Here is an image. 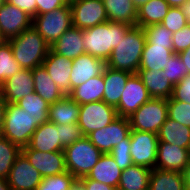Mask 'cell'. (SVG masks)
I'll return each mask as SVG.
<instances>
[{"instance_id":"obj_1","label":"cell","mask_w":190,"mask_h":190,"mask_svg":"<svg viewBox=\"0 0 190 190\" xmlns=\"http://www.w3.org/2000/svg\"><path fill=\"white\" fill-rule=\"evenodd\" d=\"M131 27L126 23L107 21L83 30L85 53L107 61Z\"/></svg>"},{"instance_id":"obj_2","label":"cell","mask_w":190,"mask_h":190,"mask_svg":"<svg viewBox=\"0 0 190 190\" xmlns=\"http://www.w3.org/2000/svg\"><path fill=\"white\" fill-rule=\"evenodd\" d=\"M145 43L144 29L132 26L121 38L118 46L112 50L111 56L106 61L107 67L136 74L140 67Z\"/></svg>"},{"instance_id":"obj_3","label":"cell","mask_w":190,"mask_h":190,"mask_svg":"<svg viewBox=\"0 0 190 190\" xmlns=\"http://www.w3.org/2000/svg\"><path fill=\"white\" fill-rule=\"evenodd\" d=\"M7 41L11 45L16 62L22 69H35L41 66L51 48L32 25L20 35Z\"/></svg>"},{"instance_id":"obj_4","label":"cell","mask_w":190,"mask_h":190,"mask_svg":"<svg viewBox=\"0 0 190 190\" xmlns=\"http://www.w3.org/2000/svg\"><path fill=\"white\" fill-rule=\"evenodd\" d=\"M40 124L16 103H7L1 136L23 148Z\"/></svg>"},{"instance_id":"obj_5","label":"cell","mask_w":190,"mask_h":190,"mask_svg":"<svg viewBox=\"0 0 190 190\" xmlns=\"http://www.w3.org/2000/svg\"><path fill=\"white\" fill-rule=\"evenodd\" d=\"M66 169L77 179L87 176L103 153L83 136L64 148Z\"/></svg>"},{"instance_id":"obj_6","label":"cell","mask_w":190,"mask_h":190,"mask_svg":"<svg viewBox=\"0 0 190 190\" xmlns=\"http://www.w3.org/2000/svg\"><path fill=\"white\" fill-rule=\"evenodd\" d=\"M32 26L49 44L53 45L72 25V11L69 2L58 9L36 15Z\"/></svg>"},{"instance_id":"obj_7","label":"cell","mask_w":190,"mask_h":190,"mask_svg":"<svg viewBox=\"0 0 190 190\" xmlns=\"http://www.w3.org/2000/svg\"><path fill=\"white\" fill-rule=\"evenodd\" d=\"M168 117L166 99L151 98L137 109L130 117L132 130L146 131L157 134Z\"/></svg>"},{"instance_id":"obj_8","label":"cell","mask_w":190,"mask_h":190,"mask_svg":"<svg viewBox=\"0 0 190 190\" xmlns=\"http://www.w3.org/2000/svg\"><path fill=\"white\" fill-rule=\"evenodd\" d=\"M118 117L116 108L104 101H97L80 105L78 126L83 136L95 130L102 129Z\"/></svg>"},{"instance_id":"obj_9","label":"cell","mask_w":190,"mask_h":190,"mask_svg":"<svg viewBox=\"0 0 190 190\" xmlns=\"http://www.w3.org/2000/svg\"><path fill=\"white\" fill-rule=\"evenodd\" d=\"M158 136L152 132L130 131V153L133 165H141L150 169L156 168Z\"/></svg>"},{"instance_id":"obj_10","label":"cell","mask_w":190,"mask_h":190,"mask_svg":"<svg viewBox=\"0 0 190 190\" xmlns=\"http://www.w3.org/2000/svg\"><path fill=\"white\" fill-rule=\"evenodd\" d=\"M73 27L86 30L108 21L102 0H69Z\"/></svg>"},{"instance_id":"obj_11","label":"cell","mask_w":190,"mask_h":190,"mask_svg":"<svg viewBox=\"0 0 190 190\" xmlns=\"http://www.w3.org/2000/svg\"><path fill=\"white\" fill-rule=\"evenodd\" d=\"M131 131L129 119L118 116L106 127L91 132L86 137L103 154H109L113 147L125 139Z\"/></svg>"},{"instance_id":"obj_12","label":"cell","mask_w":190,"mask_h":190,"mask_svg":"<svg viewBox=\"0 0 190 190\" xmlns=\"http://www.w3.org/2000/svg\"><path fill=\"white\" fill-rule=\"evenodd\" d=\"M151 99L141 78L132 74L125 85V89L120 97L117 115L120 117H130L141 105Z\"/></svg>"},{"instance_id":"obj_13","label":"cell","mask_w":190,"mask_h":190,"mask_svg":"<svg viewBox=\"0 0 190 190\" xmlns=\"http://www.w3.org/2000/svg\"><path fill=\"white\" fill-rule=\"evenodd\" d=\"M21 152L42 177L59 175L67 171L64 151L41 152L28 146Z\"/></svg>"},{"instance_id":"obj_14","label":"cell","mask_w":190,"mask_h":190,"mask_svg":"<svg viewBox=\"0 0 190 190\" xmlns=\"http://www.w3.org/2000/svg\"><path fill=\"white\" fill-rule=\"evenodd\" d=\"M42 178L21 152L10 169L6 180L11 190H35L41 183Z\"/></svg>"},{"instance_id":"obj_15","label":"cell","mask_w":190,"mask_h":190,"mask_svg":"<svg viewBox=\"0 0 190 190\" xmlns=\"http://www.w3.org/2000/svg\"><path fill=\"white\" fill-rule=\"evenodd\" d=\"M32 25V18L28 14L8 2L0 8V31L5 40L20 35Z\"/></svg>"},{"instance_id":"obj_16","label":"cell","mask_w":190,"mask_h":190,"mask_svg":"<svg viewBox=\"0 0 190 190\" xmlns=\"http://www.w3.org/2000/svg\"><path fill=\"white\" fill-rule=\"evenodd\" d=\"M106 61L84 53L72 60L70 75V93L73 88L87 82L89 79L104 73Z\"/></svg>"},{"instance_id":"obj_17","label":"cell","mask_w":190,"mask_h":190,"mask_svg":"<svg viewBox=\"0 0 190 190\" xmlns=\"http://www.w3.org/2000/svg\"><path fill=\"white\" fill-rule=\"evenodd\" d=\"M33 92L32 69H21L0 86V94L7 103H17Z\"/></svg>"},{"instance_id":"obj_18","label":"cell","mask_w":190,"mask_h":190,"mask_svg":"<svg viewBox=\"0 0 190 190\" xmlns=\"http://www.w3.org/2000/svg\"><path fill=\"white\" fill-rule=\"evenodd\" d=\"M64 95L70 94L72 60L55 53L51 48L42 64Z\"/></svg>"},{"instance_id":"obj_19","label":"cell","mask_w":190,"mask_h":190,"mask_svg":"<svg viewBox=\"0 0 190 190\" xmlns=\"http://www.w3.org/2000/svg\"><path fill=\"white\" fill-rule=\"evenodd\" d=\"M190 161V149L158 141L156 168L181 172Z\"/></svg>"},{"instance_id":"obj_20","label":"cell","mask_w":190,"mask_h":190,"mask_svg":"<svg viewBox=\"0 0 190 190\" xmlns=\"http://www.w3.org/2000/svg\"><path fill=\"white\" fill-rule=\"evenodd\" d=\"M60 139V126L46 121L36 128L27 146L41 152L63 151L60 148Z\"/></svg>"},{"instance_id":"obj_21","label":"cell","mask_w":190,"mask_h":190,"mask_svg":"<svg viewBox=\"0 0 190 190\" xmlns=\"http://www.w3.org/2000/svg\"><path fill=\"white\" fill-rule=\"evenodd\" d=\"M131 75L132 73L127 71L113 70L106 67L103 73V80L105 83L103 101L117 108L126 82Z\"/></svg>"},{"instance_id":"obj_22","label":"cell","mask_w":190,"mask_h":190,"mask_svg":"<svg viewBox=\"0 0 190 190\" xmlns=\"http://www.w3.org/2000/svg\"><path fill=\"white\" fill-rule=\"evenodd\" d=\"M51 49L57 54L74 60L85 53L83 30L72 26L51 45Z\"/></svg>"},{"instance_id":"obj_23","label":"cell","mask_w":190,"mask_h":190,"mask_svg":"<svg viewBox=\"0 0 190 190\" xmlns=\"http://www.w3.org/2000/svg\"><path fill=\"white\" fill-rule=\"evenodd\" d=\"M137 75L141 78L151 98L168 100L172 97L174 85L161 75V71L139 69Z\"/></svg>"},{"instance_id":"obj_24","label":"cell","mask_w":190,"mask_h":190,"mask_svg":"<svg viewBox=\"0 0 190 190\" xmlns=\"http://www.w3.org/2000/svg\"><path fill=\"white\" fill-rule=\"evenodd\" d=\"M121 174L122 170L118 167L113 157L109 154H103L86 177L118 188Z\"/></svg>"},{"instance_id":"obj_25","label":"cell","mask_w":190,"mask_h":190,"mask_svg":"<svg viewBox=\"0 0 190 190\" xmlns=\"http://www.w3.org/2000/svg\"><path fill=\"white\" fill-rule=\"evenodd\" d=\"M48 121L57 125L77 124L80 105L68 95L53 103L49 107Z\"/></svg>"},{"instance_id":"obj_26","label":"cell","mask_w":190,"mask_h":190,"mask_svg":"<svg viewBox=\"0 0 190 190\" xmlns=\"http://www.w3.org/2000/svg\"><path fill=\"white\" fill-rule=\"evenodd\" d=\"M32 74L34 92L38 93L48 104L51 105L65 96L48 75V72L43 65L32 69Z\"/></svg>"},{"instance_id":"obj_27","label":"cell","mask_w":190,"mask_h":190,"mask_svg":"<svg viewBox=\"0 0 190 190\" xmlns=\"http://www.w3.org/2000/svg\"><path fill=\"white\" fill-rule=\"evenodd\" d=\"M104 90L105 83L103 74H101L73 88L68 96L79 105H83L86 103L103 101Z\"/></svg>"},{"instance_id":"obj_28","label":"cell","mask_w":190,"mask_h":190,"mask_svg":"<svg viewBox=\"0 0 190 190\" xmlns=\"http://www.w3.org/2000/svg\"><path fill=\"white\" fill-rule=\"evenodd\" d=\"M157 136L161 142L190 149V127L182 125L171 118L167 117L165 123L160 127Z\"/></svg>"},{"instance_id":"obj_29","label":"cell","mask_w":190,"mask_h":190,"mask_svg":"<svg viewBox=\"0 0 190 190\" xmlns=\"http://www.w3.org/2000/svg\"><path fill=\"white\" fill-rule=\"evenodd\" d=\"M108 21L136 26L137 8L131 0H102Z\"/></svg>"},{"instance_id":"obj_30","label":"cell","mask_w":190,"mask_h":190,"mask_svg":"<svg viewBox=\"0 0 190 190\" xmlns=\"http://www.w3.org/2000/svg\"><path fill=\"white\" fill-rule=\"evenodd\" d=\"M151 171L141 165H132L122 170L118 190H148Z\"/></svg>"},{"instance_id":"obj_31","label":"cell","mask_w":190,"mask_h":190,"mask_svg":"<svg viewBox=\"0 0 190 190\" xmlns=\"http://www.w3.org/2000/svg\"><path fill=\"white\" fill-rule=\"evenodd\" d=\"M169 4L165 0H150L137 9L136 26L147 27L161 24L169 11Z\"/></svg>"},{"instance_id":"obj_32","label":"cell","mask_w":190,"mask_h":190,"mask_svg":"<svg viewBox=\"0 0 190 190\" xmlns=\"http://www.w3.org/2000/svg\"><path fill=\"white\" fill-rule=\"evenodd\" d=\"M175 53L170 49H165L164 46L150 45L145 43L143 53L141 56V63L139 69L148 70H164L165 65L169 63V58Z\"/></svg>"},{"instance_id":"obj_33","label":"cell","mask_w":190,"mask_h":190,"mask_svg":"<svg viewBox=\"0 0 190 190\" xmlns=\"http://www.w3.org/2000/svg\"><path fill=\"white\" fill-rule=\"evenodd\" d=\"M148 190H185L183 174L154 168L150 174Z\"/></svg>"},{"instance_id":"obj_34","label":"cell","mask_w":190,"mask_h":190,"mask_svg":"<svg viewBox=\"0 0 190 190\" xmlns=\"http://www.w3.org/2000/svg\"><path fill=\"white\" fill-rule=\"evenodd\" d=\"M29 115L41 125L43 122L48 121V112L50 104H48L38 93L33 92L22 98L16 103Z\"/></svg>"},{"instance_id":"obj_35","label":"cell","mask_w":190,"mask_h":190,"mask_svg":"<svg viewBox=\"0 0 190 190\" xmlns=\"http://www.w3.org/2000/svg\"><path fill=\"white\" fill-rule=\"evenodd\" d=\"M21 148L9 139L0 136V179H7Z\"/></svg>"},{"instance_id":"obj_36","label":"cell","mask_w":190,"mask_h":190,"mask_svg":"<svg viewBox=\"0 0 190 190\" xmlns=\"http://www.w3.org/2000/svg\"><path fill=\"white\" fill-rule=\"evenodd\" d=\"M21 69L14 58L10 43L6 40L0 44V86Z\"/></svg>"},{"instance_id":"obj_37","label":"cell","mask_w":190,"mask_h":190,"mask_svg":"<svg viewBox=\"0 0 190 190\" xmlns=\"http://www.w3.org/2000/svg\"><path fill=\"white\" fill-rule=\"evenodd\" d=\"M146 42L150 45L164 46L173 51V33L161 24L144 27Z\"/></svg>"},{"instance_id":"obj_38","label":"cell","mask_w":190,"mask_h":190,"mask_svg":"<svg viewBox=\"0 0 190 190\" xmlns=\"http://www.w3.org/2000/svg\"><path fill=\"white\" fill-rule=\"evenodd\" d=\"M77 178L69 171L59 175L46 176L35 190H70Z\"/></svg>"},{"instance_id":"obj_39","label":"cell","mask_w":190,"mask_h":190,"mask_svg":"<svg viewBox=\"0 0 190 190\" xmlns=\"http://www.w3.org/2000/svg\"><path fill=\"white\" fill-rule=\"evenodd\" d=\"M188 74L186 66L183 64L178 54H174L169 58V63L165 65L164 70H161V75L164 78L176 85Z\"/></svg>"},{"instance_id":"obj_40","label":"cell","mask_w":190,"mask_h":190,"mask_svg":"<svg viewBox=\"0 0 190 190\" xmlns=\"http://www.w3.org/2000/svg\"><path fill=\"white\" fill-rule=\"evenodd\" d=\"M130 148L131 142L129 134L125 139H123V141L113 147L109 152V155L113 157L114 161L121 170H125L133 165Z\"/></svg>"},{"instance_id":"obj_41","label":"cell","mask_w":190,"mask_h":190,"mask_svg":"<svg viewBox=\"0 0 190 190\" xmlns=\"http://www.w3.org/2000/svg\"><path fill=\"white\" fill-rule=\"evenodd\" d=\"M168 118L190 127V104L183 101L174 100L170 97L168 100Z\"/></svg>"},{"instance_id":"obj_42","label":"cell","mask_w":190,"mask_h":190,"mask_svg":"<svg viewBox=\"0 0 190 190\" xmlns=\"http://www.w3.org/2000/svg\"><path fill=\"white\" fill-rule=\"evenodd\" d=\"M188 24L189 23L183 15V12L180 7H170L168 14L161 22V25L166 27L172 33L179 31Z\"/></svg>"},{"instance_id":"obj_43","label":"cell","mask_w":190,"mask_h":190,"mask_svg":"<svg viewBox=\"0 0 190 190\" xmlns=\"http://www.w3.org/2000/svg\"><path fill=\"white\" fill-rule=\"evenodd\" d=\"M61 128L60 148L64 150L65 147L71 145L83 137L78 124L59 125Z\"/></svg>"},{"instance_id":"obj_44","label":"cell","mask_w":190,"mask_h":190,"mask_svg":"<svg viewBox=\"0 0 190 190\" xmlns=\"http://www.w3.org/2000/svg\"><path fill=\"white\" fill-rule=\"evenodd\" d=\"M190 47V23L173 33V52L178 54Z\"/></svg>"},{"instance_id":"obj_45","label":"cell","mask_w":190,"mask_h":190,"mask_svg":"<svg viewBox=\"0 0 190 190\" xmlns=\"http://www.w3.org/2000/svg\"><path fill=\"white\" fill-rule=\"evenodd\" d=\"M172 98L190 104V73L174 85Z\"/></svg>"},{"instance_id":"obj_46","label":"cell","mask_w":190,"mask_h":190,"mask_svg":"<svg viewBox=\"0 0 190 190\" xmlns=\"http://www.w3.org/2000/svg\"><path fill=\"white\" fill-rule=\"evenodd\" d=\"M69 0H36L37 15L51 12L65 6Z\"/></svg>"},{"instance_id":"obj_47","label":"cell","mask_w":190,"mask_h":190,"mask_svg":"<svg viewBox=\"0 0 190 190\" xmlns=\"http://www.w3.org/2000/svg\"><path fill=\"white\" fill-rule=\"evenodd\" d=\"M6 2L25 11L32 19L37 15L36 0H6Z\"/></svg>"},{"instance_id":"obj_48","label":"cell","mask_w":190,"mask_h":190,"mask_svg":"<svg viewBox=\"0 0 190 190\" xmlns=\"http://www.w3.org/2000/svg\"><path fill=\"white\" fill-rule=\"evenodd\" d=\"M84 186L85 190H118L116 187L105 185L98 181L88 179L86 176L78 179Z\"/></svg>"},{"instance_id":"obj_49","label":"cell","mask_w":190,"mask_h":190,"mask_svg":"<svg viewBox=\"0 0 190 190\" xmlns=\"http://www.w3.org/2000/svg\"><path fill=\"white\" fill-rule=\"evenodd\" d=\"M178 55L180 59L182 60L183 64L186 66L187 72L189 74L190 73V47L178 53Z\"/></svg>"},{"instance_id":"obj_50","label":"cell","mask_w":190,"mask_h":190,"mask_svg":"<svg viewBox=\"0 0 190 190\" xmlns=\"http://www.w3.org/2000/svg\"><path fill=\"white\" fill-rule=\"evenodd\" d=\"M6 106H7V102L2 98L0 94V136L2 133L3 125H4Z\"/></svg>"},{"instance_id":"obj_51","label":"cell","mask_w":190,"mask_h":190,"mask_svg":"<svg viewBox=\"0 0 190 190\" xmlns=\"http://www.w3.org/2000/svg\"><path fill=\"white\" fill-rule=\"evenodd\" d=\"M184 178L185 190H190V161L182 171Z\"/></svg>"},{"instance_id":"obj_52","label":"cell","mask_w":190,"mask_h":190,"mask_svg":"<svg viewBox=\"0 0 190 190\" xmlns=\"http://www.w3.org/2000/svg\"><path fill=\"white\" fill-rule=\"evenodd\" d=\"M183 15L185 16L188 23H190V0L184 3L181 7Z\"/></svg>"},{"instance_id":"obj_53","label":"cell","mask_w":190,"mask_h":190,"mask_svg":"<svg viewBox=\"0 0 190 190\" xmlns=\"http://www.w3.org/2000/svg\"><path fill=\"white\" fill-rule=\"evenodd\" d=\"M170 7H181L188 0H165Z\"/></svg>"},{"instance_id":"obj_54","label":"cell","mask_w":190,"mask_h":190,"mask_svg":"<svg viewBox=\"0 0 190 190\" xmlns=\"http://www.w3.org/2000/svg\"><path fill=\"white\" fill-rule=\"evenodd\" d=\"M0 190H11L6 179H0Z\"/></svg>"},{"instance_id":"obj_55","label":"cell","mask_w":190,"mask_h":190,"mask_svg":"<svg viewBox=\"0 0 190 190\" xmlns=\"http://www.w3.org/2000/svg\"><path fill=\"white\" fill-rule=\"evenodd\" d=\"M70 190H85L83 184L77 179Z\"/></svg>"},{"instance_id":"obj_56","label":"cell","mask_w":190,"mask_h":190,"mask_svg":"<svg viewBox=\"0 0 190 190\" xmlns=\"http://www.w3.org/2000/svg\"><path fill=\"white\" fill-rule=\"evenodd\" d=\"M134 6L139 9L142 5L148 3L150 0H131Z\"/></svg>"},{"instance_id":"obj_57","label":"cell","mask_w":190,"mask_h":190,"mask_svg":"<svg viewBox=\"0 0 190 190\" xmlns=\"http://www.w3.org/2000/svg\"><path fill=\"white\" fill-rule=\"evenodd\" d=\"M6 40L5 38L2 36V33L0 31V44L4 43Z\"/></svg>"},{"instance_id":"obj_58","label":"cell","mask_w":190,"mask_h":190,"mask_svg":"<svg viewBox=\"0 0 190 190\" xmlns=\"http://www.w3.org/2000/svg\"><path fill=\"white\" fill-rule=\"evenodd\" d=\"M5 2L6 0H0V8L4 5Z\"/></svg>"}]
</instances>
